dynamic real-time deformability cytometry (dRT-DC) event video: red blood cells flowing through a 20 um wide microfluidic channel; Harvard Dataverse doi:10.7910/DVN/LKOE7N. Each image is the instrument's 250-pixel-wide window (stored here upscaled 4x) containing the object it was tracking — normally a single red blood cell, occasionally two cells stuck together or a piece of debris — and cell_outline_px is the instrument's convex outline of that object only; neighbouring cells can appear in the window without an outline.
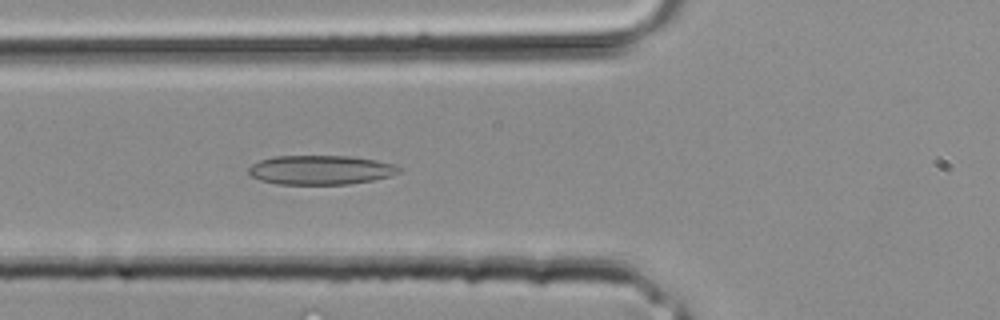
{"species": "common noctule bat (a hibernating species)", "species_latin": "Nyctalus noctula", "temperature_condition": "room temperature", "stored_images_in_passage": 10, "camera_frame_rate_fps": 3000, "um_per_image_px": 0.085, "animal": {"sex": "male", "body_mass_g": 20.4}, "frame": {"image": 1, "passage_image": 10, "time_ms": 3.0, "image_size_px": [1000, 320], "cell_outline_px": [[400, 172], [392, 176], [372, 180], [348, 184], [276, 184], [260, 180], [252, 176], [248, 172], [248, 168], [252, 164], [260, 160], [272, 156], [348, 156], [376, 160], [396, 164], [400, 168]], "centroid_in_image_um": [27.26, 14.44], "position_along_channel_um": 98.5, "area_um2": 25.72}}